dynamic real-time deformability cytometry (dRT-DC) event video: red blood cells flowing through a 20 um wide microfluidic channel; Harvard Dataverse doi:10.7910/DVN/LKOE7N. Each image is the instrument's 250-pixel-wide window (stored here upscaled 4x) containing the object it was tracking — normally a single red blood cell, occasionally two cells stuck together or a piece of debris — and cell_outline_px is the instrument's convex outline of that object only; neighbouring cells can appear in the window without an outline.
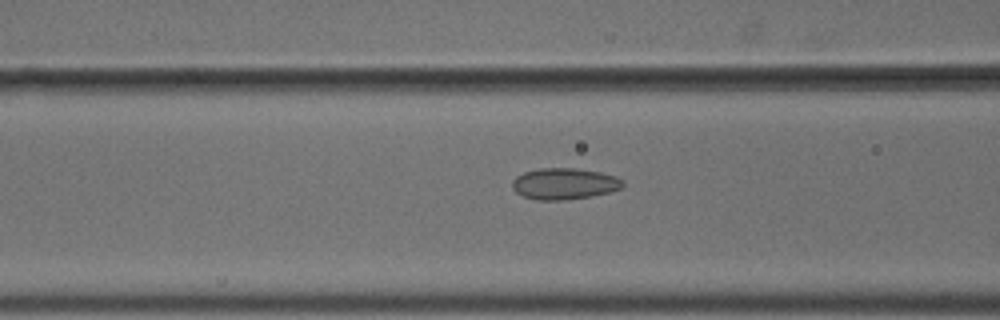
{"species": "common noctule bat (a hibernating species)", "species_latin": "Nyctalus noctula", "temperature_condition": "cold", "stored_images_in_passage": 16, "camera_frame_rate_fps": 3000, "um_per_image_px": 0.085, "animal": {"sex": "male", "body_mass_g": 18.8}, "frame": {"image": 1, "passage_image": 14, "time_ms": 4.333, "image_size_px": [1000, 320], "cell_outline_px": [[624, 184], [620, 188], [608, 192], [592, 196], [560, 200], [536, 200], [524, 196], [516, 192], [512, 188], [512, 180], [516, 176], [524, 172], [540, 168], [576, 168], [600, 172], [616, 176], [624, 180]], "centroid_in_image_um": [47.95, 15.61], "position_along_channel_um": 118.6, "area_um2": 20.17}}